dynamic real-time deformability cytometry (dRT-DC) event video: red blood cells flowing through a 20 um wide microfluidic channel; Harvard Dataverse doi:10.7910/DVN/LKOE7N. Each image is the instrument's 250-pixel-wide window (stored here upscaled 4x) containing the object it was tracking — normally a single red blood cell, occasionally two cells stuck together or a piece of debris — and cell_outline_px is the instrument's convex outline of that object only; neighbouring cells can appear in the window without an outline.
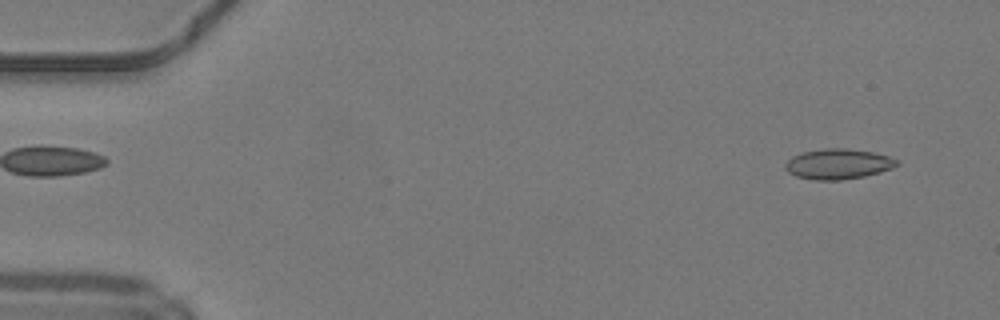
{"species": "common noctule bat (a hibernating species)", "species_latin": "Nyctalus noctula", "temperature_condition": "warm", "stored_images_in_passage": 47, "camera_frame_rate_fps": 3000, "um_per_image_px": 0.085, "animal": {"sex": "male", "body_mass_g": 19.2, "forearm_length_mm": 51.8}, "frame": {"image": 1, "passage_image": 3, "time_ms": 0.667, "image_size_px": [1000, 320], "cell_outline_px": [[900, 164], [892, 168], [880, 172], [864, 176], [840, 180], [816, 180], [796, 176], [788, 172], [784, 168], [784, 164], [792, 156], [800, 152], [824, 148], [848, 148], [872, 152], [888, 156], [896, 160]], "centroid_in_image_um": [71.21, 13.93], "position_along_channel_um": 13.8, "area_um2": 19.77}}
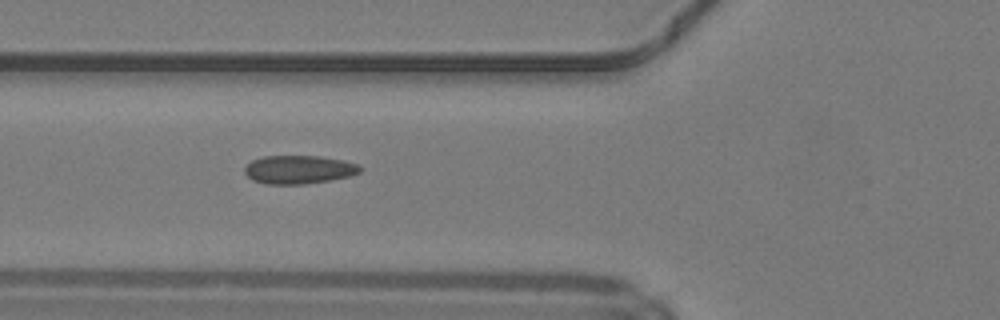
{"frame": {"image": 2, "passage_image": 18, "time_ms": 5.667, "image_size_px": [1000, 320], "cell_outline_px": [[364, 168], [360, 172], [352, 176], [304, 184], [264, 184], [252, 180], [244, 172], [244, 168], [252, 160], [264, 156], [320, 156], [344, 160], [356, 164]], "centroid_in_image_um": [25.41, 14.41], "position_along_channel_um": 100.4, "area_um2": 19.19}}
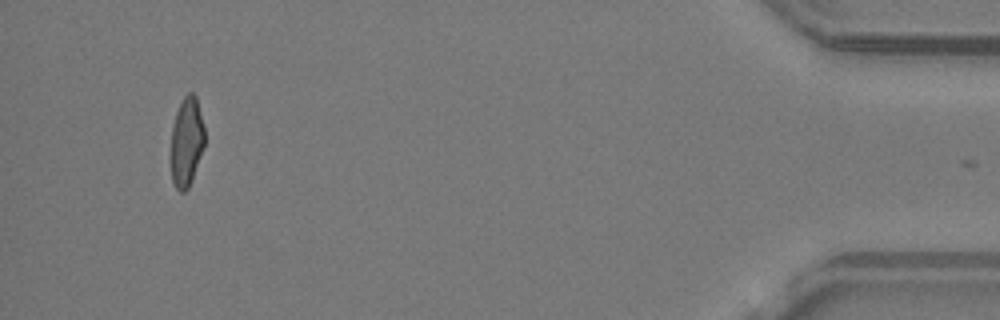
{"frame": {"image": 3, "passage_image": 46, "time_ms": 15.0, "image_size_px": [1000, 320], "cell_outline_px": [[204, 144], [192, 180], [188, 188], [184, 192], [180, 192], [176, 188], [172, 180], [168, 160], [172, 128], [176, 112], [180, 100], [188, 92], [192, 92], [196, 96], [204, 128]], "centroid_in_image_um": [15.8, 12.07], "position_along_channel_um": 419.4, "area_um2": 18.03}, "authors_computed_cell_mechanics": {"area_um2": 18.9006, "velocity_mm_per_s": 4.2272, "shape_relaxation_time_tau1_ms": null, "shape_relaxation_time_tau2_ms": 1.2833, "deformation_change_tau1": null, "deformation_change_tau2": 0.0582}}